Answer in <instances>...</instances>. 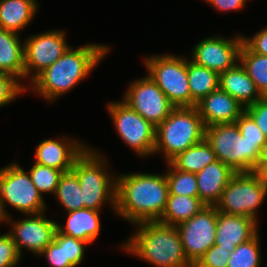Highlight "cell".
I'll list each match as a JSON object with an SVG mask.
<instances>
[{"label":"cell","instance_id":"277c9868","mask_svg":"<svg viewBox=\"0 0 267 267\" xmlns=\"http://www.w3.org/2000/svg\"><path fill=\"white\" fill-rule=\"evenodd\" d=\"M205 125L196 106L175 107L156 127L154 154L162 153L166 163L177 154L205 139Z\"/></svg>","mask_w":267,"mask_h":267},{"label":"cell","instance_id":"5bb4252c","mask_svg":"<svg viewBox=\"0 0 267 267\" xmlns=\"http://www.w3.org/2000/svg\"><path fill=\"white\" fill-rule=\"evenodd\" d=\"M46 213L28 214L27 218L12 221V215L4 219L10 222V235L16 244V248L22 257L23 248L39 256L44 249L53 241L57 230V223L47 219ZM12 222V223H11Z\"/></svg>","mask_w":267,"mask_h":267},{"label":"cell","instance_id":"484cf974","mask_svg":"<svg viewBox=\"0 0 267 267\" xmlns=\"http://www.w3.org/2000/svg\"><path fill=\"white\" fill-rule=\"evenodd\" d=\"M187 75L191 93V107L219 88V74L187 60Z\"/></svg>","mask_w":267,"mask_h":267},{"label":"cell","instance_id":"6da1fadb","mask_svg":"<svg viewBox=\"0 0 267 267\" xmlns=\"http://www.w3.org/2000/svg\"><path fill=\"white\" fill-rule=\"evenodd\" d=\"M120 175H115V214L132 225L158 221L165 211L169 196L165 173L138 172Z\"/></svg>","mask_w":267,"mask_h":267},{"label":"cell","instance_id":"7c38bea8","mask_svg":"<svg viewBox=\"0 0 267 267\" xmlns=\"http://www.w3.org/2000/svg\"><path fill=\"white\" fill-rule=\"evenodd\" d=\"M216 227V206H206L191 219L176 226L184 253L193 266L215 244Z\"/></svg>","mask_w":267,"mask_h":267},{"label":"cell","instance_id":"d590c367","mask_svg":"<svg viewBox=\"0 0 267 267\" xmlns=\"http://www.w3.org/2000/svg\"><path fill=\"white\" fill-rule=\"evenodd\" d=\"M230 254V249H224L221 248V245L214 244L193 267H227Z\"/></svg>","mask_w":267,"mask_h":267},{"label":"cell","instance_id":"b9f144b4","mask_svg":"<svg viewBox=\"0 0 267 267\" xmlns=\"http://www.w3.org/2000/svg\"><path fill=\"white\" fill-rule=\"evenodd\" d=\"M258 163H267V140L262 146Z\"/></svg>","mask_w":267,"mask_h":267},{"label":"cell","instance_id":"d6a6232c","mask_svg":"<svg viewBox=\"0 0 267 267\" xmlns=\"http://www.w3.org/2000/svg\"><path fill=\"white\" fill-rule=\"evenodd\" d=\"M26 87L12 75L0 72V107L12 103L18 95L26 92Z\"/></svg>","mask_w":267,"mask_h":267},{"label":"cell","instance_id":"9c48e42d","mask_svg":"<svg viewBox=\"0 0 267 267\" xmlns=\"http://www.w3.org/2000/svg\"><path fill=\"white\" fill-rule=\"evenodd\" d=\"M267 197V186L256 172L236 173L215 205L218 212L255 219L258 208Z\"/></svg>","mask_w":267,"mask_h":267},{"label":"cell","instance_id":"2e32d148","mask_svg":"<svg viewBox=\"0 0 267 267\" xmlns=\"http://www.w3.org/2000/svg\"><path fill=\"white\" fill-rule=\"evenodd\" d=\"M87 147L74 138L45 139L35 150L34 163L68 172L72 170L75 160Z\"/></svg>","mask_w":267,"mask_h":267},{"label":"cell","instance_id":"ba28073f","mask_svg":"<svg viewBox=\"0 0 267 267\" xmlns=\"http://www.w3.org/2000/svg\"><path fill=\"white\" fill-rule=\"evenodd\" d=\"M150 78L175 107H191V93L187 75V58L172 54L144 58Z\"/></svg>","mask_w":267,"mask_h":267},{"label":"cell","instance_id":"603a6c76","mask_svg":"<svg viewBox=\"0 0 267 267\" xmlns=\"http://www.w3.org/2000/svg\"><path fill=\"white\" fill-rule=\"evenodd\" d=\"M39 9L36 0H0V28L19 34Z\"/></svg>","mask_w":267,"mask_h":267},{"label":"cell","instance_id":"f1b7e54d","mask_svg":"<svg viewBox=\"0 0 267 267\" xmlns=\"http://www.w3.org/2000/svg\"><path fill=\"white\" fill-rule=\"evenodd\" d=\"M259 232L249 241L239 244L231 252L227 267H260Z\"/></svg>","mask_w":267,"mask_h":267},{"label":"cell","instance_id":"52a82bcc","mask_svg":"<svg viewBox=\"0 0 267 267\" xmlns=\"http://www.w3.org/2000/svg\"><path fill=\"white\" fill-rule=\"evenodd\" d=\"M7 205L24 215L39 214L47 208L29 173L15 161L0 168V213L3 219L10 216Z\"/></svg>","mask_w":267,"mask_h":267},{"label":"cell","instance_id":"ac0fdd59","mask_svg":"<svg viewBox=\"0 0 267 267\" xmlns=\"http://www.w3.org/2000/svg\"><path fill=\"white\" fill-rule=\"evenodd\" d=\"M258 222L250 217L229 215L217 210L216 245L230 249L252 239L258 231Z\"/></svg>","mask_w":267,"mask_h":267},{"label":"cell","instance_id":"7a4b0ae2","mask_svg":"<svg viewBox=\"0 0 267 267\" xmlns=\"http://www.w3.org/2000/svg\"><path fill=\"white\" fill-rule=\"evenodd\" d=\"M109 51L110 48L104 44L88 43L76 49L71 46L55 63L30 82L26 92L31 88L32 92L45 98V101L53 103L87 78Z\"/></svg>","mask_w":267,"mask_h":267},{"label":"cell","instance_id":"3957f363","mask_svg":"<svg viewBox=\"0 0 267 267\" xmlns=\"http://www.w3.org/2000/svg\"><path fill=\"white\" fill-rule=\"evenodd\" d=\"M136 232L121 244L125 252L155 267H193L188 261L176 226L158 221L136 225Z\"/></svg>","mask_w":267,"mask_h":267},{"label":"cell","instance_id":"e0dca14e","mask_svg":"<svg viewBox=\"0 0 267 267\" xmlns=\"http://www.w3.org/2000/svg\"><path fill=\"white\" fill-rule=\"evenodd\" d=\"M205 127L236 122L245 108L232 96L218 88L196 104Z\"/></svg>","mask_w":267,"mask_h":267},{"label":"cell","instance_id":"8992f818","mask_svg":"<svg viewBox=\"0 0 267 267\" xmlns=\"http://www.w3.org/2000/svg\"><path fill=\"white\" fill-rule=\"evenodd\" d=\"M205 139L211 145L217 160L236 173L254 172L263 145L244 139L235 122L206 127Z\"/></svg>","mask_w":267,"mask_h":267},{"label":"cell","instance_id":"d4e9b609","mask_svg":"<svg viewBox=\"0 0 267 267\" xmlns=\"http://www.w3.org/2000/svg\"><path fill=\"white\" fill-rule=\"evenodd\" d=\"M215 161H217L216 155L211 145L204 139L177 154L169 163L178 170L196 174Z\"/></svg>","mask_w":267,"mask_h":267},{"label":"cell","instance_id":"e575fe53","mask_svg":"<svg viewBox=\"0 0 267 267\" xmlns=\"http://www.w3.org/2000/svg\"><path fill=\"white\" fill-rule=\"evenodd\" d=\"M235 123L244 139H247L249 142H257V145H263L266 142V136L246 111L240 115Z\"/></svg>","mask_w":267,"mask_h":267},{"label":"cell","instance_id":"7402d4cb","mask_svg":"<svg viewBox=\"0 0 267 267\" xmlns=\"http://www.w3.org/2000/svg\"><path fill=\"white\" fill-rule=\"evenodd\" d=\"M19 36L0 28V72L12 75L21 83L25 79V64L24 42Z\"/></svg>","mask_w":267,"mask_h":267},{"label":"cell","instance_id":"30bf717a","mask_svg":"<svg viewBox=\"0 0 267 267\" xmlns=\"http://www.w3.org/2000/svg\"><path fill=\"white\" fill-rule=\"evenodd\" d=\"M107 108L123 143L138 156H154L156 127L122 100L108 103Z\"/></svg>","mask_w":267,"mask_h":267},{"label":"cell","instance_id":"cb8c5ba5","mask_svg":"<svg viewBox=\"0 0 267 267\" xmlns=\"http://www.w3.org/2000/svg\"><path fill=\"white\" fill-rule=\"evenodd\" d=\"M206 206L199 197L169 194L165 211L158 222L177 226L191 219Z\"/></svg>","mask_w":267,"mask_h":267},{"label":"cell","instance_id":"44dd1931","mask_svg":"<svg viewBox=\"0 0 267 267\" xmlns=\"http://www.w3.org/2000/svg\"><path fill=\"white\" fill-rule=\"evenodd\" d=\"M100 212L89 208L67 212L65 225L57 223V230L61 234L92 244L100 234Z\"/></svg>","mask_w":267,"mask_h":267},{"label":"cell","instance_id":"4fadbf2b","mask_svg":"<svg viewBox=\"0 0 267 267\" xmlns=\"http://www.w3.org/2000/svg\"><path fill=\"white\" fill-rule=\"evenodd\" d=\"M65 36L63 30L51 29L24 40L25 78L29 82L68 50Z\"/></svg>","mask_w":267,"mask_h":267},{"label":"cell","instance_id":"74e56055","mask_svg":"<svg viewBox=\"0 0 267 267\" xmlns=\"http://www.w3.org/2000/svg\"><path fill=\"white\" fill-rule=\"evenodd\" d=\"M245 111L253 118L267 138V99L262 97L253 105L246 107Z\"/></svg>","mask_w":267,"mask_h":267},{"label":"cell","instance_id":"8d00e7d4","mask_svg":"<svg viewBox=\"0 0 267 267\" xmlns=\"http://www.w3.org/2000/svg\"><path fill=\"white\" fill-rule=\"evenodd\" d=\"M87 245L90 243L64 234L65 261H69L74 267H77L84 259Z\"/></svg>","mask_w":267,"mask_h":267},{"label":"cell","instance_id":"4316f807","mask_svg":"<svg viewBox=\"0 0 267 267\" xmlns=\"http://www.w3.org/2000/svg\"><path fill=\"white\" fill-rule=\"evenodd\" d=\"M82 189L78 176L73 170L63 172L54 196L66 212L83 209Z\"/></svg>","mask_w":267,"mask_h":267},{"label":"cell","instance_id":"8fae6325","mask_svg":"<svg viewBox=\"0 0 267 267\" xmlns=\"http://www.w3.org/2000/svg\"><path fill=\"white\" fill-rule=\"evenodd\" d=\"M122 101L155 127L175 108L148 74L130 83Z\"/></svg>","mask_w":267,"mask_h":267},{"label":"cell","instance_id":"ffe728a7","mask_svg":"<svg viewBox=\"0 0 267 267\" xmlns=\"http://www.w3.org/2000/svg\"><path fill=\"white\" fill-rule=\"evenodd\" d=\"M219 88L235 98L244 108L263 97L240 62L219 74Z\"/></svg>","mask_w":267,"mask_h":267},{"label":"cell","instance_id":"f35d334b","mask_svg":"<svg viewBox=\"0 0 267 267\" xmlns=\"http://www.w3.org/2000/svg\"><path fill=\"white\" fill-rule=\"evenodd\" d=\"M243 44L252 52L267 56V27L255 33L254 36L245 38Z\"/></svg>","mask_w":267,"mask_h":267},{"label":"cell","instance_id":"1f68e13d","mask_svg":"<svg viewBox=\"0 0 267 267\" xmlns=\"http://www.w3.org/2000/svg\"><path fill=\"white\" fill-rule=\"evenodd\" d=\"M40 256L46 257L51 267H74L69 261H65L64 234H61L58 230H56L53 241Z\"/></svg>","mask_w":267,"mask_h":267},{"label":"cell","instance_id":"5b68a950","mask_svg":"<svg viewBox=\"0 0 267 267\" xmlns=\"http://www.w3.org/2000/svg\"><path fill=\"white\" fill-rule=\"evenodd\" d=\"M92 149L87 147L72 168L80 182L84 208L101 211L109 203L115 212L116 177L108 173L105 156Z\"/></svg>","mask_w":267,"mask_h":267},{"label":"cell","instance_id":"ab89813d","mask_svg":"<svg viewBox=\"0 0 267 267\" xmlns=\"http://www.w3.org/2000/svg\"><path fill=\"white\" fill-rule=\"evenodd\" d=\"M207 3L215 8V10L225 13L226 11L242 10L247 2L245 0H208Z\"/></svg>","mask_w":267,"mask_h":267},{"label":"cell","instance_id":"9a60e30c","mask_svg":"<svg viewBox=\"0 0 267 267\" xmlns=\"http://www.w3.org/2000/svg\"><path fill=\"white\" fill-rule=\"evenodd\" d=\"M242 36L235 35L232 39L222 35L204 38L192 48L191 61L220 74L239 62Z\"/></svg>","mask_w":267,"mask_h":267},{"label":"cell","instance_id":"60d3db41","mask_svg":"<svg viewBox=\"0 0 267 267\" xmlns=\"http://www.w3.org/2000/svg\"><path fill=\"white\" fill-rule=\"evenodd\" d=\"M254 172L260 176L263 183L267 186V163H257Z\"/></svg>","mask_w":267,"mask_h":267},{"label":"cell","instance_id":"4dcf8cb0","mask_svg":"<svg viewBox=\"0 0 267 267\" xmlns=\"http://www.w3.org/2000/svg\"><path fill=\"white\" fill-rule=\"evenodd\" d=\"M28 173L33 184L42 195L44 193L54 195L63 171L33 163Z\"/></svg>","mask_w":267,"mask_h":267},{"label":"cell","instance_id":"7bdbcfd3","mask_svg":"<svg viewBox=\"0 0 267 267\" xmlns=\"http://www.w3.org/2000/svg\"><path fill=\"white\" fill-rule=\"evenodd\" d=\"M0 223H4V219H3L2 215H1V213H0Z\"/></svg>","mask_w":267,"mask_h":267},{"label":"cell","instance_id":"836d02e7","mask_svg":"<svg viewBox=\"0 0 267 267\" xmlns=\"http://www.w3.org/2000/svg\"><path fill=\"white\" fill-rule=\"evenodd\" d=\"M21 258L10 233L0 235V267H17Z\"/></svg>","mask_w":267,"mask_h":267},{"label":"cell","instance_id":"83f0119b","mask_svg":"<svg viewBox=\"0 0 267 267\" xmlns=\"http://www.w3.org/2000/svg\"><path fill=\"white\" fill-rule=\"evenodd\" d=\"M239 62L254 81L257 90L264 97L267 93V56L250 51L242 44Z\"/></svg>","mask_w":267,"mask_h":267},{"label":"cell","instance_id":"f546056e","mask_svg":"<svg viewBox=\"0 0 267 267\" xmlns=\"http://www.w3.org/2000/svg\"><path fill=\"white\" fill-rule=\"evenodd\" d=\"M168 171L165 176L168 182L169 194L198 196L196 174L174 168L169 162L166 163Z\"/></svg>","mask_w":267,"mask_h":267},{"label":"cell","instance_id":"d6986e66","mask_svg":"<svg viewBox=\"0 0 267 267\" xmlns=\"http://www.w3.org/2000/svg\"><path fill=\"white\" fill-rule=\"evenodd\" d=\"M235 174L236 172L231 167L219 160L207 165L196 173L199 198L207 206H215Z\"/></svg>","mask_w":267,"mask_h":267}]
</instances>
